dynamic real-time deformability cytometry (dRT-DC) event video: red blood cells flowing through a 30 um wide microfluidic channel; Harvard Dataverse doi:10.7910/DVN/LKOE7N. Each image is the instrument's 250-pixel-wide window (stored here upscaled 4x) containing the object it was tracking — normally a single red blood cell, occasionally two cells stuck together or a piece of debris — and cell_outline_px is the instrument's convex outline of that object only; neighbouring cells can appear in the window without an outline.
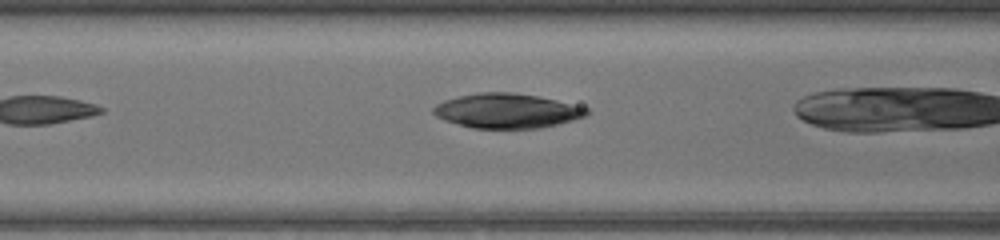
{"species": "common noctule bat (a hibernating species)", "species_latin": "Nyctalus noctula", "temperature_condition": "warm", "stored_images_in_passage": 6, "camera_frame_rate_fps": 3000, "um_per_image_px": 0.085, "animal": {"sex": "female", "body_mass_g": 17.0, "forearm_length_mm": 48.0}, "frame": {"image": 1, "passage_image": 4, "time_ms": 1.0, "image_size_px": [1000, 240], "cell_outline_px": [[592, 112], [584, 116], [572, 120], [540, 128], [472, 128], [444, 120], [436, 116], [432, 112], [432, 108], [436, 104], [444, 100], [460, 96], [480, 92], [512, 92], [536, 96], [556, 100], [588, 108]], "centroid_in_image_um": [43.07, 9.42], "position_along_channel_um": 123.5, "area_um2": 30.75}}